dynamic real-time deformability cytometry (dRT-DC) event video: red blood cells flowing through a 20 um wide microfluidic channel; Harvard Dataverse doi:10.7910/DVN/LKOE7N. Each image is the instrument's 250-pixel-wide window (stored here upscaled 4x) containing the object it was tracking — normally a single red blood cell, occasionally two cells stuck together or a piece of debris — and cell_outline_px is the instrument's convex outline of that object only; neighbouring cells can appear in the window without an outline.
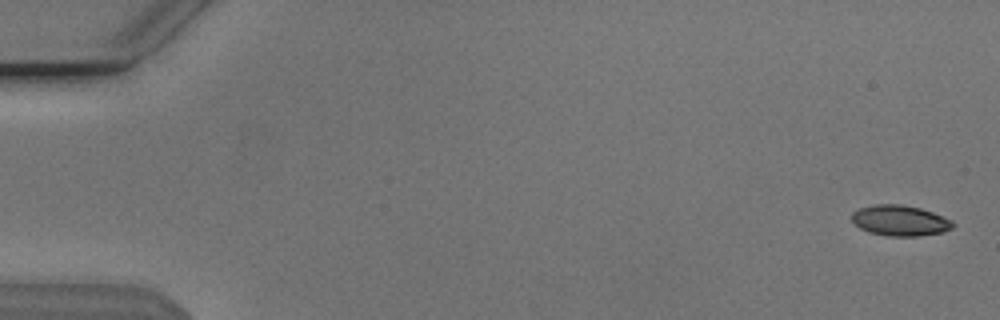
{"species": "Egyptian fruit bat (a non-hibernating species)", "species_latin": "Rousettus aegyptiacus", "temperature_condition": "cold", "stored_images_in_passage": 55, "camera_frame_rate_fps": 3000, "um_per_image_px": 0.085, "animal": {"sex": "male"}, "frame": {"image": 1, "passage_image": 2, "time_ms": 0.333, "image_size_px": [1000, 320], "cell_outline_px": [[956, 224], [952, 228], [944, 232], [920, 236], [888, 236], [868, 232], [860, 228], [852, 220], [852, 212], [860, 208], [876, 204], [900, 204], [920, 208], [932, 212], [952, 220]], "centroid_in_image_um": [76.52, 18.75], "position_along_channel_um": 8.5, "area_um2": 18.09}}
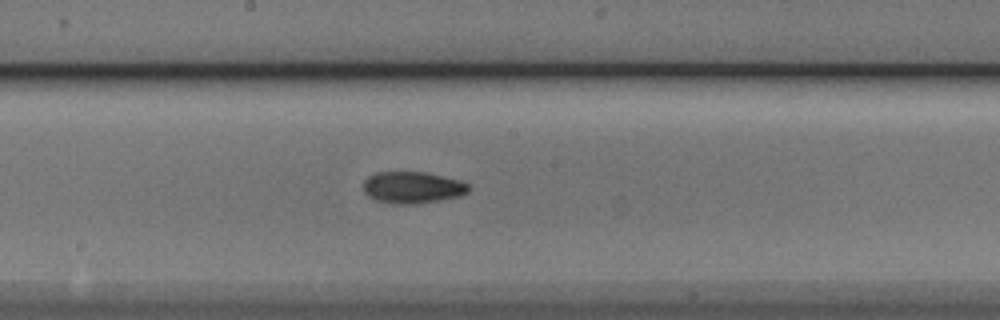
{"frame": {"image": 2, "passage_image": 30, "time_ms": 9.667, "image_size_px": [1000, 320], "cell_outline_px": [[472, 188], [468, 192], [460, 196], [416, 204], [392, 204], [376, 200], [368, 196], [364, 192], [364, 180], [368, 176], [376, 172], [424, 172], [460, 180], [468, 184]], "centroid_in_image_um": [35.06, 15.94], "position_along_channel_um": 213.1, "area_um2": 19.54}}
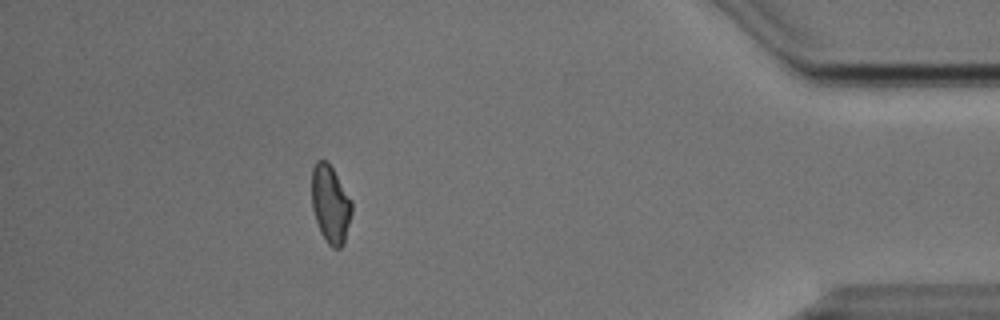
{"frame": {"image": 3, "passage_image": 49, "time_ms": 16.0, "image_size_px": [1000, 320], "cell_outline_px": [[352, 212], [344, 244], [340, 248], [332, 248], [328, 244], [320, 232], [312, 208], [312, 168], [316, 160], [328, 160], [352, 200]], "centroid_in_image_um": [28.09, 17.34], "position_along_channel_um": 407.1, "area_um2": 18.38}, "authors_computed_cell_mechanics": {"area_um2": 18.3226, "velocity_mm_per_s": 3.8267, "shape_relaxation_time_tau1_ms": 2.942, "shape_relaxation_time_tau2_ms": 3.5026, "deformation_change_tau1": 0.1348, "deformation_change_tau2": 0.0923}}